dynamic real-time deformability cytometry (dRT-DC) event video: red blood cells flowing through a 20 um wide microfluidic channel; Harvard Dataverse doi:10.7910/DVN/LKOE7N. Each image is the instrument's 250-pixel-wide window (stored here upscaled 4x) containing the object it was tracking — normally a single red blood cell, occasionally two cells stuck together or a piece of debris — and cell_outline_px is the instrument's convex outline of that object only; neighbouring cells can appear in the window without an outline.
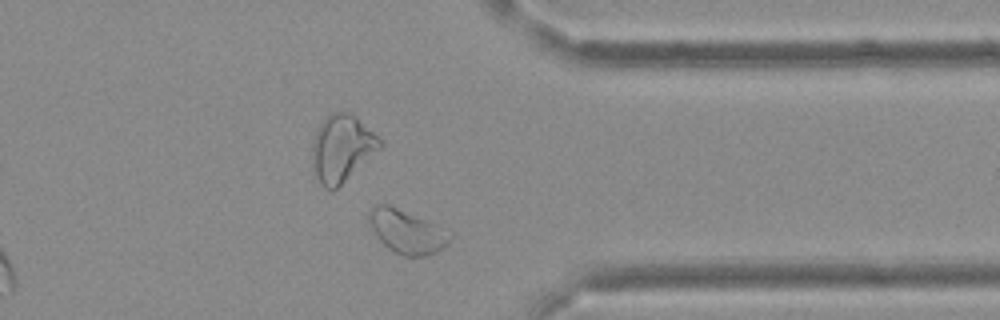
{"species": "Egyptian fruit bat (a non-hibernating species)", "species_latin": "Rousettus aegyptiacus", "temperature_condition": "cold", "stored_images_in_passage": 32, "camera_frame_rate_fps": 3000, "um_per_image_px": 0.085, "frame": {"image": 1, "passage_image": 23, "time_ms": 7.333, "image_size_px": [1000, 320], "cell_outline_px": [[452, 236], [436, 252], [424, 256], [404, 256], [388, 248], [376, 236], [368, 220], [368, 208], [380, 204], [388, 204], [440, 224], [452, 232]], "centroid_in_image_um": [34.58, 19.64], "position_along_channel_um": 376.8, "area_um2": 20.69}}